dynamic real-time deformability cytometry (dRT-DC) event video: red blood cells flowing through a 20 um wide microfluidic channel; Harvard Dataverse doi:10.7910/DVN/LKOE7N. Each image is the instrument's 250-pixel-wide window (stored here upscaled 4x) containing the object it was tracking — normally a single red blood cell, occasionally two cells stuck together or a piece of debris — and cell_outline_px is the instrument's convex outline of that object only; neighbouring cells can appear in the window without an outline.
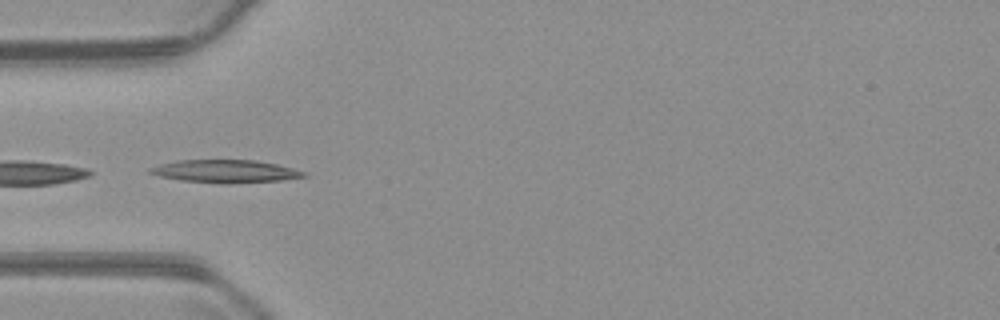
{"species": "common noctule bat (a hibernating species)", "species_latin": "Nyctalus noctula", "temperature_condition": "warm", "stored_images_in_passage": 24, "camera_frame_rate_fps": 3000, "um_per_image_px": 0.085, "animal": {"sex": "male", "body_mass_g": 23.1, "forearm_length_mm": 52.7}, "frame": {"image": 1, "passage_image": 1, "time_ms": 0.0, "image_size_px": [1000, 320], "cell_outline_px": [[308, 176], [280, 180], [228, 184], [220, 184], [180, 180], [160, 176], [148, 172], [148, 168], [160, 164], [176, 160], [256, 160], [276, 164], [308, 172]], "centroid_in_image_um": [19.16, 14.56], "position_along_channel_um": 65.8, "area_um2": 20.58}}
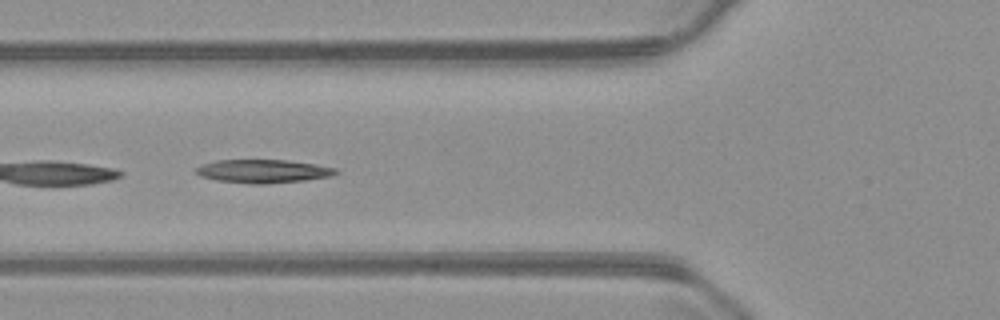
{"frame": {"image": 2, "passage_image": 4, "time_ms": 1.0, "image_size_px": [1000, 320], "cell_outline_px": [[340, 172], [332, 176], [304, 180], [264, 184], [252, 184], [216, 180], [200, 176], [196, 172], [196, 168], [204, 164], [216, 160], [284, 160], [316, 164], [336, 168]], "centroid_in_image_um": [22.39, 14.55], "position_along_channel_um": 103.4, "area_um2": 18.96}}
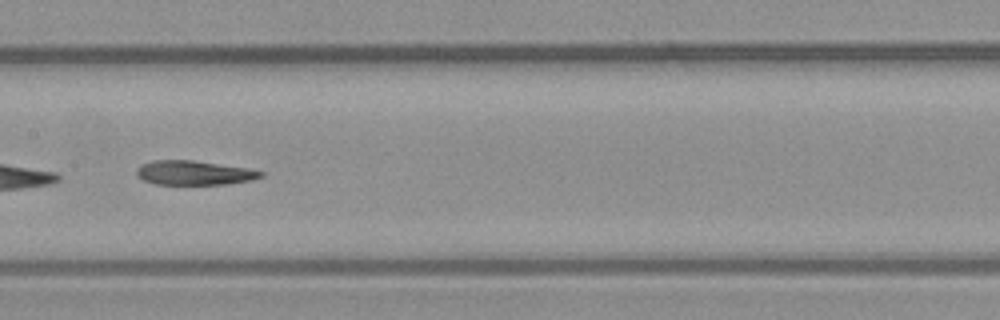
{"frame": {"image": 3, "passage_image": 11, "time_ms": 3.333, "image_size_px": [1000, 320], "cell_outline_px": [[264, 176], [252, 180], [228, 184], [152, 184], [136, 176], [136, 168], [140, 164], [152, 160], [192, 160], [248, 168], [264, 172]], "centroid_in_image_um": [16.47, 14.69], "position_along_channel_um": 190.9, "area_um2": 17.74}}